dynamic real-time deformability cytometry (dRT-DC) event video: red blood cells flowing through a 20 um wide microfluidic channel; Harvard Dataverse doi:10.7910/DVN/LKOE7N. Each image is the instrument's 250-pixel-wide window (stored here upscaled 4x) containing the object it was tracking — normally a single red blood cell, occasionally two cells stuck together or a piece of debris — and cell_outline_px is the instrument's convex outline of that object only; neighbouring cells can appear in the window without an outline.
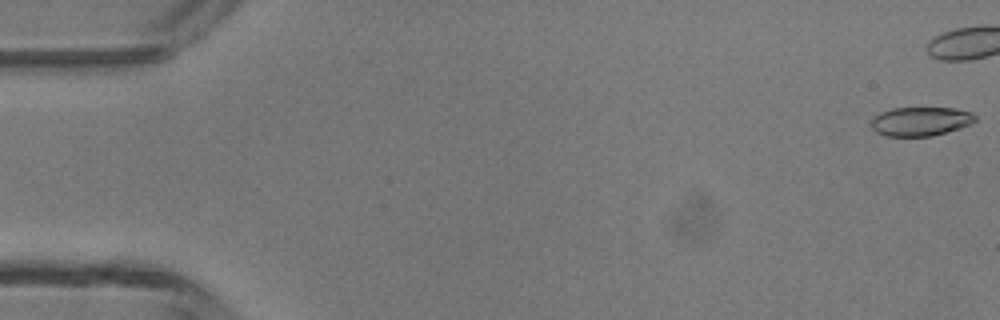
{"species": "common noctule bat (a hibernating species)", "species_latin": "Nyctalus noctula", "temperature_condition": "room temperature", "stored_images_in_passage": 37, "camera_frame_rate_fps": 3000, "um_per_image_px": 0.085, "animal": {"sex": "male", "body_mass_g": 13.3}, "frame": {"image": 1, "passage_image": 1, "time_ms": 0.0, "image_size_px": [1000, 320], "cell_outline_px": [[976, 120], [960, 128], [932, 136], [884, 136], [876, 132], [872, 128], [872, 120], [880, 112], [892, 108], [956, 108], [972, 112], [976, 116]], "centroid_in_image_um": [78.25, 10.31], "position_along_channel_um": 6.7, "area_um2": 17.51}}
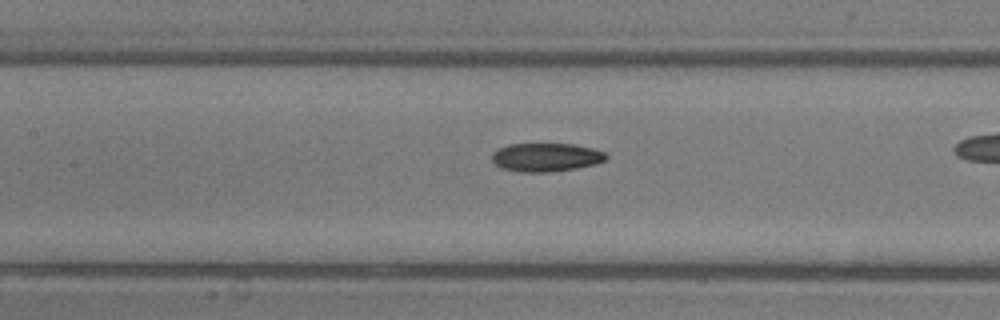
{"frame": {"image": 2, "passage_image": 22, "time_ms": 7.0, "image_size_px": [1000, 320], "cell_outline_px": [[608, 160], [596, 164], [576, 168], [548, 172], [520, 172], [500, 168], [492, 160], [492, 152], [508, 144], [572, 144], [592, 148], [604, 152], [608, 156]], "centroid_in_image_um": [46.42, 13.37], "position_along_channel_um": 161.0, "area_um2": 19.02}}